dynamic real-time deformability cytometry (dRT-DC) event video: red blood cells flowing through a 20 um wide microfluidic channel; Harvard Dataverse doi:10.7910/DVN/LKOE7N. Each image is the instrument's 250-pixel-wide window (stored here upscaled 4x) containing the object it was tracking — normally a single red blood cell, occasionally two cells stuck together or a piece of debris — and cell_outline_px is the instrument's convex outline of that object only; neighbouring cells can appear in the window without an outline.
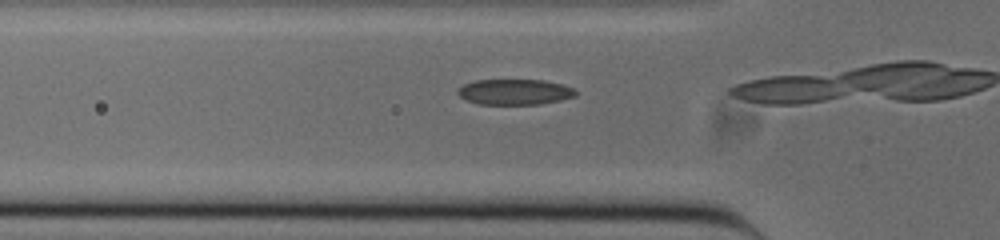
{"species": "common noctule bat (a hibernating species)", "species_latin": "Nyctalus noctula", "temperature_condition": "cold", "stored_images_in_passage": 5, "camera_frame_rate_fps": 3000, "um_per_image_px": 0.085, "animal": {"sex": "male", "body_mass_g": 20.0, "forearm_length_mm": 53.3}, "frame": {"image": 1, "passage_image": 4, "time_ms": 1.0, "image_size_px": [1000, 240], "cell_outline_px": [[576, 96], [560, 100], [540, 104], [480, 104], [468, 100], [460, 96], [456, 92], [464, 84], [476, 80], [544, 80], [560, 84], [572, 88], [576, 92]], "centroid_in_image_um": [43.75, 7.81], "position_along_channel_um": 82.0, "area_um2": 17.34}}